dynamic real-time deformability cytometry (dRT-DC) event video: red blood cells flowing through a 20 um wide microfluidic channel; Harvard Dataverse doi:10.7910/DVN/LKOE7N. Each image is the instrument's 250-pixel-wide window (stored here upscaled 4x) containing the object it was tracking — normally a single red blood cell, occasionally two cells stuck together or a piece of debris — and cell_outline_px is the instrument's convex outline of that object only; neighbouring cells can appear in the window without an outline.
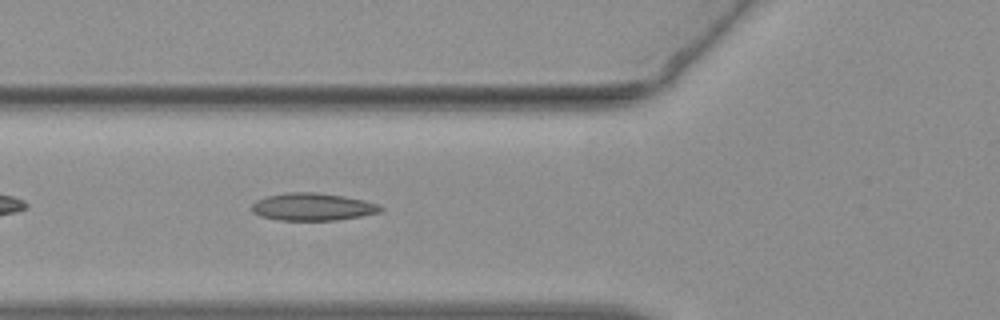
{"species": "common noctule bat (a hibernating species)", "species_latin": "Nyctalus noctula", "temperature_condition": "warm", "stored_images_in_passage": 38, "camera_frame_rate_fps": 3000, "um_per_image_px": 0.085, "animal": {"sex": "female", "body_mass_g": 19.3, "forearm_length_mm": 54.1}, "frame": {"image": 1, "passage_image": 6, "time_ms": 1.667, "image_size_px": [1000, 320], "cell_outline_px": [[384, 208], [380, 212], [360, 216], [336, 220], [280, 220], [260, 216], [252, 212], [252, 204], [256, 200], [268, 196], [288, 192], [312, 192], [344, 196], [364, 200], [380, 204]], "centroid_in_image_um": [26.59, 17.58], "position_along_channel_um": 99.2, "area_um2": 20.58}}
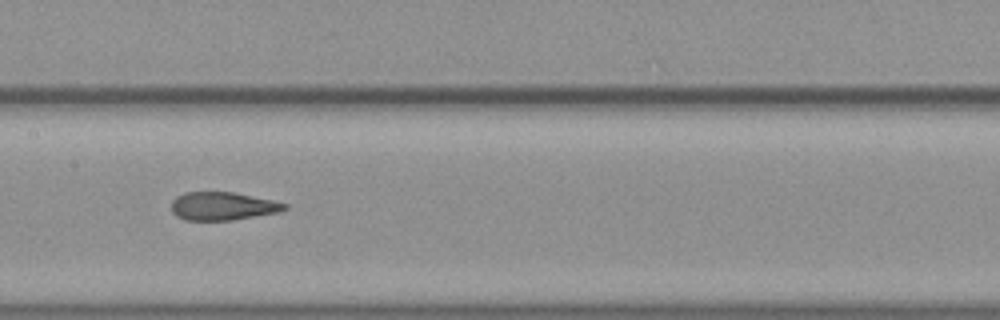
{"frame": {"image": 2, "passage_image": 13, "time_ms": 4.0, "image_size_px": [1000, 320], "cell_outline_px": [[288, 208], [280, 212], [232, 220], [184, 220], [176, 216], [172, 212], [172, 200], [176, 196], [184, 192], [232, 192], [272, 200], [288, 204]], "centroid_in_image_um": [18.92, 17.52], "position_along_channel_um": 188.5, "area_um2": 18.61}}
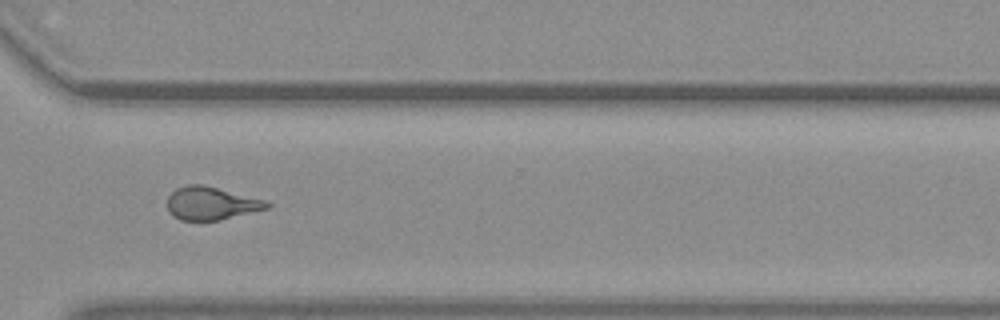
{"frame": {"image": 3, "passage_image": 26, "time_ms": 8.333, "image_size_px": [1000, 320], "cell_outline_px": [[272, 204], [268, 208], [220, 220], [180, 220], [172, 216], [168, 212], [168, 196], [176, 188], [188, 184], [200, 184], [268, 200]], "centroid_in_image_um": [17.95, 17.28], "position_along_channel_um": 352.6, "area_um2": 19.19}, "authors_computed_cell_mechanics": {"area_um2": 19.4786, "velocity_mm_per_s": 3.8002, "shape_relaxation_time_tau1_ms": 7.5079, "shape_relaxation_time_tau2_ms": 1.4577, "deformation_change_tau1": 0.2476, "deformation_change_tau2": 0.1086}}